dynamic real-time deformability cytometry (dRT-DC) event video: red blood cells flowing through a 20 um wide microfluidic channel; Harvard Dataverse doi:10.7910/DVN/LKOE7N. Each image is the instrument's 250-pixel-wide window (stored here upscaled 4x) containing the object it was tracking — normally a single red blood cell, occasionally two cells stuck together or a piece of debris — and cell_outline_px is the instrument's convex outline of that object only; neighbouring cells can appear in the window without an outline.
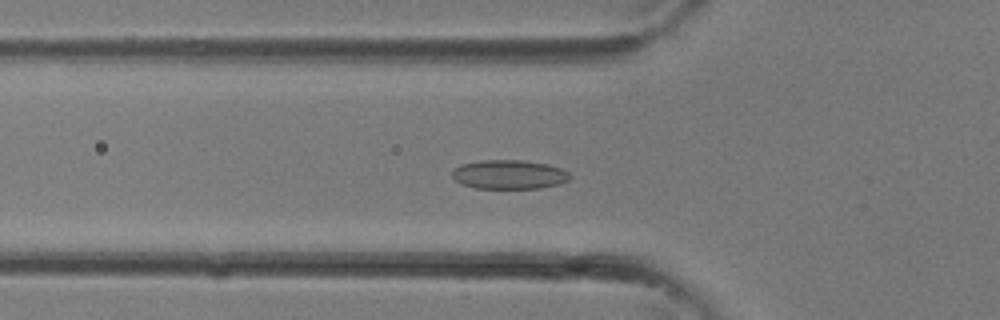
{"species": "common noctule bat (a hibernating species)", "species_latin": "Nyctalus noctula", "temperature_condition": "room temperature", "stored_images_in_passage": 27, "camera_frame_rate_fps": 3000, "um_per_image_px": 0.085, "animal": {"sex": "female"}, "frame": {"image": 1, "passage_image": 5, "time_ms": 1.333, "image_size_px": [1000, 320], "cell_outline_px": [[572, 176], [568, 180], [560, 184], [540, 188], [476, 188], [460, 184], [452, 176], [452, 172], [460, 164], [480, 160], [520, 160], [548, 164], [560, 168], [568, 172]], "centroid_in_image_um": [43.28, 14.83], "position_along_channel_um": 82.5, "area_um2": 20.0}}
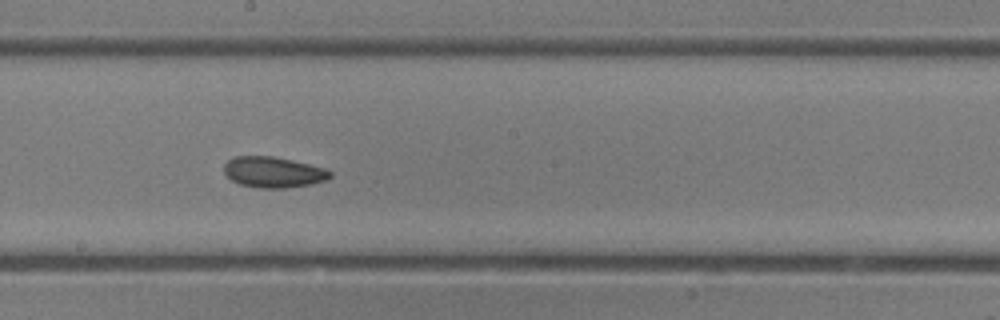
{"frame": {"image": 2, "passage_image": 12, "time_ms": 3.667, "image_size_px": [1000, 320], "cell_outline_px": [[332, 176], [328, 180], [312, 184], [284, 188], [260, 188], [240, 184], [232, 180], [224, 172], [224, 164], [228, 160], [236, 156], [272, 156], [308, 164], [324, 168], [332, 172]], "centroid_in_image_um": [23.25, 14.64], "position_along_channel_um": 225.0, "area_um2": 18.96}}
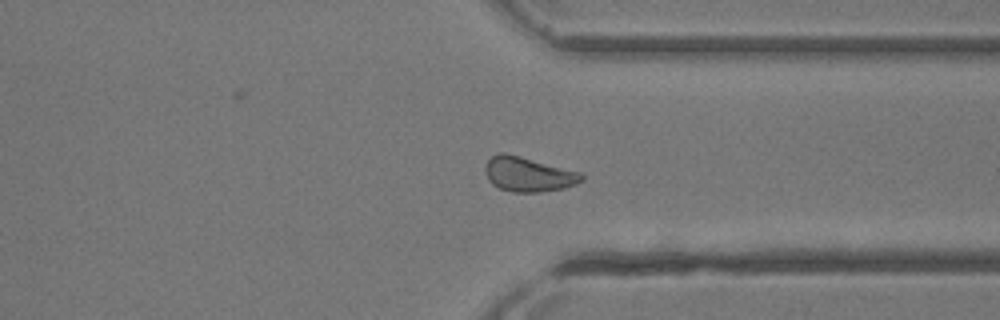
{"frame": {"image": 3, "passage_image": 19, "time_ms": 6.0, "image_size_px": [1000, 320], "cell_outline_px": [[584, 180], [576, 184], [564, 188], [540, 192], [512, 192], [500, 188], [492, 184], [488, 180], [484, 172], [484, 168], [488, 160], [492, 156], [500, 152], [504, 152], [520, 156], [580, 172], [584, 176]], "centroid_in_image_um": [44.89, 14.82], "position_along_channel_um": 366.5, "area_um2": 19.48}}